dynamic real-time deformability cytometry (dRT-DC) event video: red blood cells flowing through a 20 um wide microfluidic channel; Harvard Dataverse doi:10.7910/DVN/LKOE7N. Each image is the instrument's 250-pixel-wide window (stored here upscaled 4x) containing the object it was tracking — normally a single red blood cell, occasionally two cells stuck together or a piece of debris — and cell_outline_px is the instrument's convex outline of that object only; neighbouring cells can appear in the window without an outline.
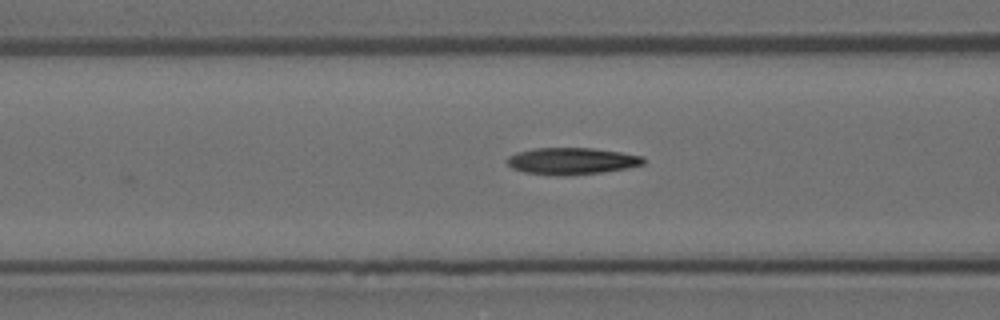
{"species": "Egyptian fruit bat (a non-hibernating species)", "species_latin": "Rousettus aegyptiacus", "temperature_condition": "room temperature", "stored_images_in_passage": 9, "camera_frame_rate_fps": 3000, "um_per_image_px": 0.085, "animal": {"sex": "female"}, "frame": {"image": 1, "passage_image": 7, "time_ms": 2.0, "image_size_px": [1000, 320], "cell_outline_px": [[644, 164], [628, 168], [600, 172], [568, 176], [556, 176], [524, 172], [512, 168], [504, 160], [508, 156], [516, 152], [536, 148], [592, 148], [620, 152], [644, 156]], "centroid_in_image_um": [48.57, 13.69], "position_along_channel_um": 118.0, "area_um2": 21.44}}
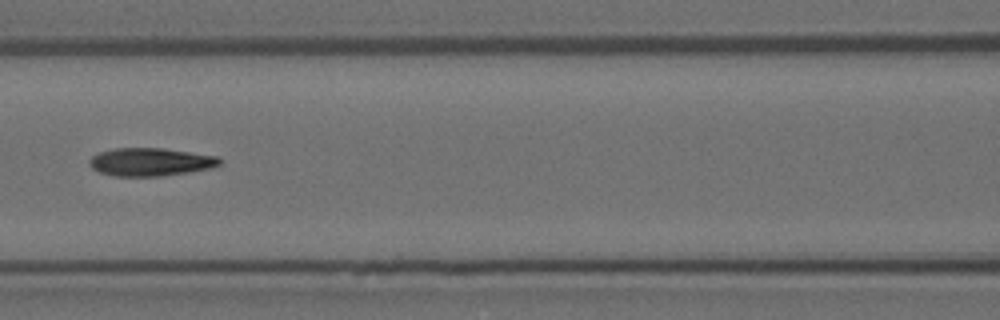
{"frame": {"image": 2, "passage_image": 8, "time_ms": 2.333, "image_size_px": [1000, 320], "cell_outline_px": [[220, 164], [212, 168], [188, 172], [160, 176], [112, 176], [100, 172], [92, 168], [88, 164], [88, 160], [92, 156], [100, 152], [116, 148], [160, 148], [216, 156], [220, 160]], "centroid_in_image_um": [12.74, 13.77], "position_along_channel_um": 153.9, "area_um2": 21.1}}
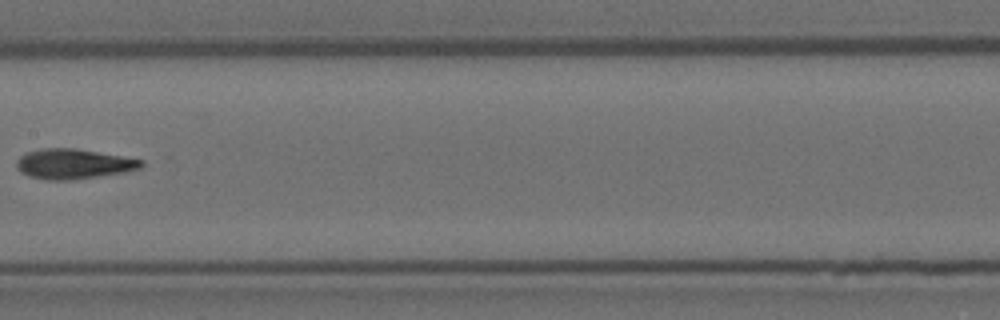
{"frame": {"image": 3, "passage_image": 9, "time_ms": 2.667, "image_size_px": [1000, 320], "cell_outline_px": [[144, 164], [140, 168], [124, 172], [68, 180], [48, 180], [28, 176], [20, 172], [16, 168], [16, 160], [20, 156], [28, 152], [44, 148], [76, 148], [144, 160]], "centroid_in_image_um": [6.21, 13.93], "position_along_channel_um": 201.2, "area_um2": 21.68}}